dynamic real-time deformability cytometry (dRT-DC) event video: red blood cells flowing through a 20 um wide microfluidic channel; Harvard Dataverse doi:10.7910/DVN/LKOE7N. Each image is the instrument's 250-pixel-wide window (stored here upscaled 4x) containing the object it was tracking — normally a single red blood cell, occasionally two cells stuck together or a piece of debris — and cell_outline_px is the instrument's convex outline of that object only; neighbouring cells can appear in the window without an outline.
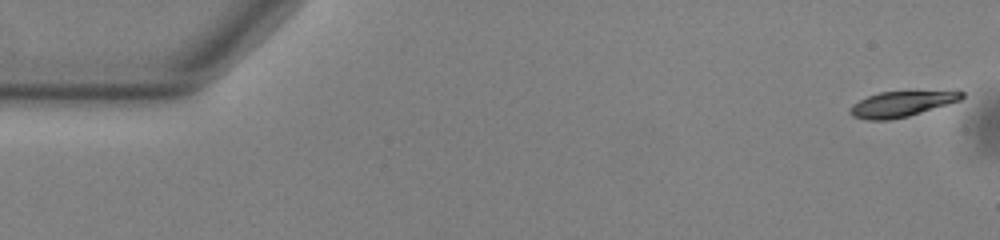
{"species": "common noctule bat (a hibernating species)", "species_latin": "Nyctalus noctula", "temperature_condition": "warm", "stored_images_in_passage": 54, "camera_frame_rate_fps": 3000, "um_per_image_px": 0.085, "animal": {"sex": "male", "body_mass_g": 13.0, "forearm_length_mm": 53.1}, "frame": {"image": 1, "passage_image": 1, "time_ms": 0.0, "image_size_px": [1000, 240], "cell_outline_px": [[964, 96], [960, 100], [948, 104], [908, 116], [888, 120], [868, 120], [852, 116], [848, 112], [848, 108], [852, 104], [868, 96], [880, 92], [956, 88], [964, 92]], "centroid_in_image_um": [76.73, 8.78], "position_along_channel_um": 8.3, "area_um2": 17.4}}
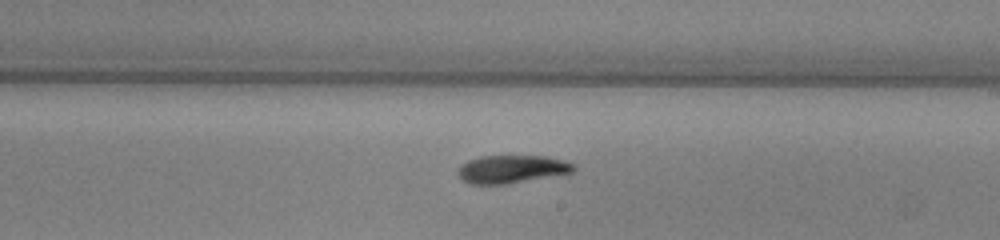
{"frame": {"image": 2, "passage_image": 31, "time_ms": 10.0, "image_size_px": [1000, 240], "cell_outline_px": [[576, 168], [572, 172], [508, 184], [472, 184], [464, 180], [456, 172], [460, 164], [468, 160], [480, 156], [548, 156], [576, 164]], "centroid_in_image_um": [43.49, 14.37], "position_along_channel_um": 245.5, "area_um2": 18.84}}
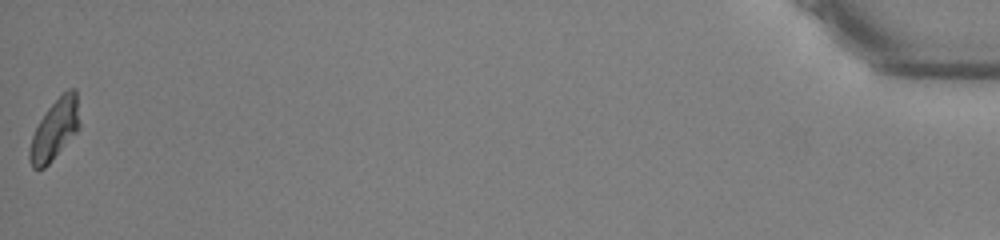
{"frame": {"image": 3, "passage_image": 54, "time_ms": 17.667, "image_size_px": [1000, 240], "cell_outline_px": [[80, 128], [52, 160], [44, 168], [32, 168], [28, 160], [28, 152], [32, 136], [40, 120], [48, 108], [68, 88], [76, 88], [80, 124]], "centroid_in_image_um": [4.66, 11.01], "position_along_channel_um": 430.5, "area_um2": 17.46}, "authors_computed_cell_mechanics": {"area_um2": 18.4093, "velocity_mm_per_s": 3.7645, "shape_relaxation_time_tau1_ms": 5.8277, "shape_relaxation_time_tau2_ms": null, "deformation_change_tau1": 0.1739, "deformation_change_tau2": null}}